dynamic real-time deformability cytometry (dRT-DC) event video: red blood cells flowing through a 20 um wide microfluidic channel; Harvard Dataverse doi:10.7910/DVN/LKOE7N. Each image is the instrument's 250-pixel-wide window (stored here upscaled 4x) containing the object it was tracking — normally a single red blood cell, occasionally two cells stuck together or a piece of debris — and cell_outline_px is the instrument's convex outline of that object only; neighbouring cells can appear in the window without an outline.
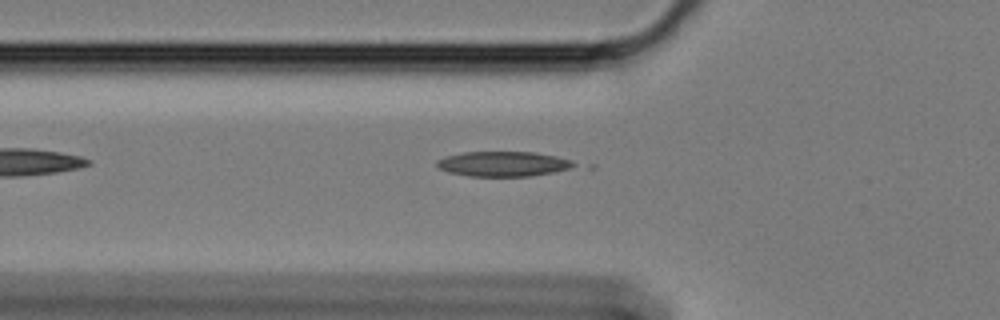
{"species": "Egyptian fruit bat (a non-hibernating species)", "species_latin": "Rousettus aegyptiacus", "temperature_condition": "cold", "stored_images_in_passage": 41, "camera_frame_rate_fps": 3000, "um_per_image_px": 0.085, "animal": {"sex": "female"}, "frame": {"image": 1, "passage_image": 2, "time_ms": 0.333, "image_size_px": [1000, 320], "cell_outline_px": [[580, 164], [568, 168], [552, 172], [528, 176], [468, 176], [448, 172], [440, 168], [436, 164], [436, 160], [444, 156], [464, 152], [536, 152], [556, 156], [572, 160]], "centroid_in_image_um": [42.76, 13.92], "position_along_channel_um": 83.0, "area_um2": 19.94}}
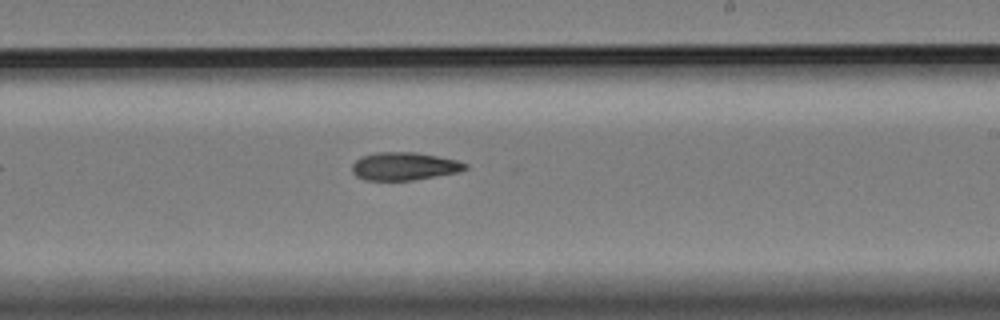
{"frame": {"image": 2, "passage_image": 17, "time_ms": 5.333, "image_size_px": [1000, 320], "cell_outline_px": [[468, 168], [456, 172], [412, 180], [368, 180], [356, 176], [352, 172], [352, 164], [360, 156], [376, 152], [416, 152], [456, 160], [468, 164]], "centroid_in_image_um": [34.32, 14.12], "position_along_channel_um": 254.7, "area_um2": 18.26}}
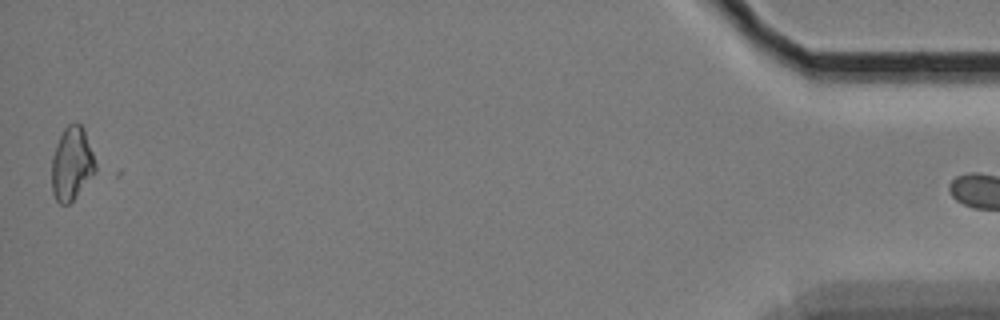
{"frame": {"image": 3, "passage_image": 40, "time_ms": 13.0, "image_size_px": [1000, 320], "cell_outline_px": [[96, 172], [72, 200], [68, 204], [60, 204], [56, 200], [52, 192], [52, 156], [56, 144], [64, 128], [68, 124], [80, 124], [84, 128], [96, 164]], "centroid_in_image_um": [6.09, 13.91], "position_along_channel_um": 429.1, "area_um2": 18.5}}